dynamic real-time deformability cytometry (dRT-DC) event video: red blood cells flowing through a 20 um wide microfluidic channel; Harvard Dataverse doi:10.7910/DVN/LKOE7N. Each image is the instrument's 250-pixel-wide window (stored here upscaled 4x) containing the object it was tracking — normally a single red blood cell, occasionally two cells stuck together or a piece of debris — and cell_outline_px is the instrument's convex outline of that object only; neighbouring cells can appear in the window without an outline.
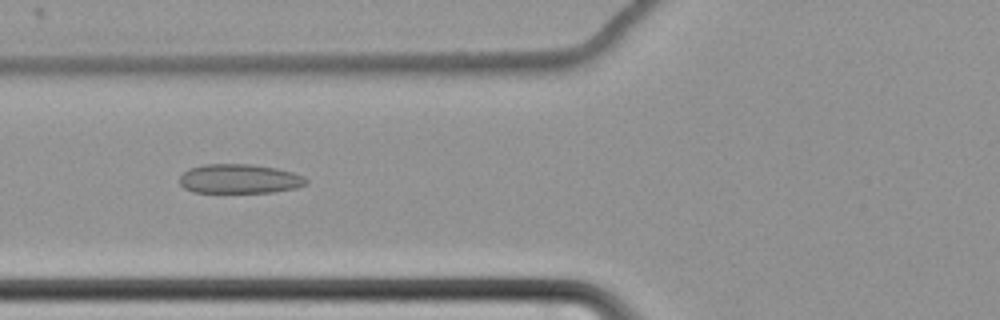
{"species": "common noctule bat (a hibernating species)", "species_latin": "Nyctalus noctula", "temperature_condition": "cold", "stored_images_in_passage": 60, "camera_frame_rate_fps": 3000, "um_per_image_px": 0.085, "animal": {"sex": "female", "body_mass_g": 22.7, "forearm_length_mm": 54.2}, "frame": {"image": 1, "passage_image": 28, "time_ms": 9.0, "image_size_px": [1000, 320], "cell_outline_px": [[308, 184], [296, 188], [272, 192], [192, 192], [184, 188], [180, 184], [180, 176], [188, 168], [204, 164], [252, 164], [276, 168], [292, 172], [304, 176], [308, 180]], "centroid_in_image_um": [20.36, 15.19], "position_along_channel_um": 105.4, "area_um2": 21.73}}
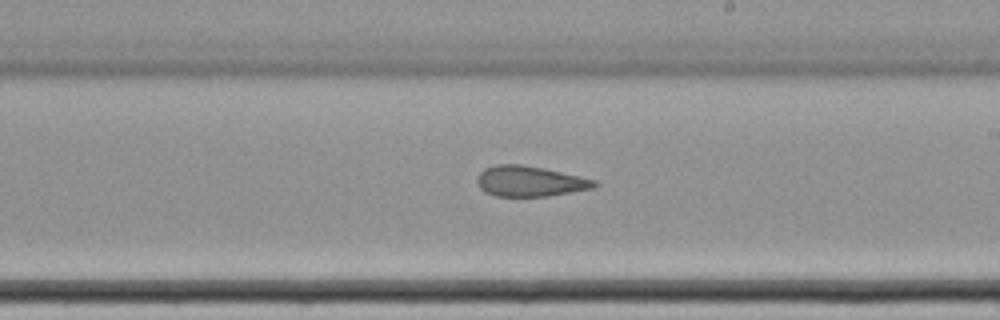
{"frame": {"image": 2, "passage_image": 40, "time_ms": 13.0, "image_size_px": [1000, 320], "cell_outline_px": [[600, 184], [592, 188], [548, 196], [496, 196], [484, 192], [480, 188], [476, 180], [476, 176], [484, 168], [496, 164], [520, 164], [544, 168], [580, 176], [596, 180]], "centroid_in_image_um": [45.01, 15.4], "position_along_channel_um": 244.0, "area_um2": 20.92}}
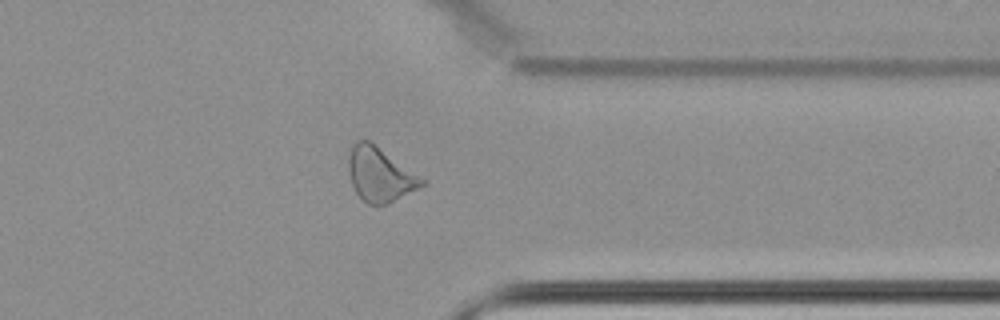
{"frame": {"image": 3, "passage_image": 52, "time_ms": 17.0, "image_size_px": [1000, 320], "cell_outline_px": [[428, 180], [424, 184], [388, 204], [368, 204], [356, 192], [352, 184], [348, 168], [348, 160], [352, 144], [356, 140], [368, 140]], "centroid_in_image_um": [32.3, 14.82], "position_along_channel_um": 379.1, "area_um2": 22.89}, "authors_computed_cell_mechanics": {"area_um2": 22.9755, "velocity_mm_per_s": 3.4604, "shape_relaxation_time_tau1_ms": null, "shape_relaxation_time_tau2_ms": 3.1116, "deformation_change_tau1": null, "deformation_change_tau2": 0.1134}}